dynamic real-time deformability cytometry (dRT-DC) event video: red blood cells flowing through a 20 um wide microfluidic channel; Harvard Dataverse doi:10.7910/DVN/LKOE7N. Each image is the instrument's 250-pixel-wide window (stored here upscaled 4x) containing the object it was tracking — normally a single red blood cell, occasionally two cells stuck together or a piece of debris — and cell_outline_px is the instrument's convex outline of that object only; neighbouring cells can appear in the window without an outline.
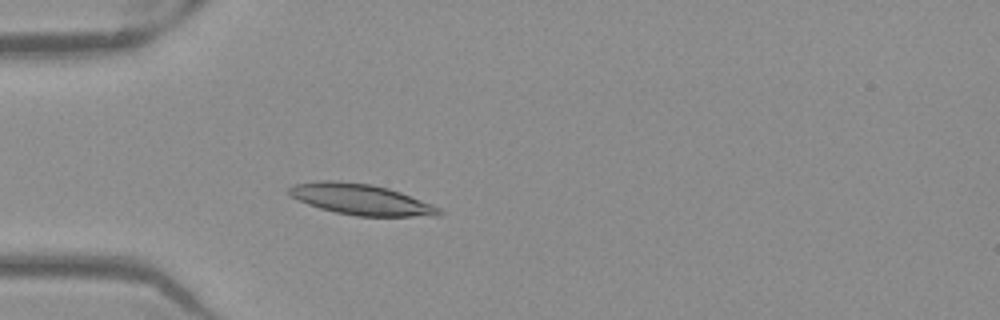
{"species": "Egyptian fruit bat (a non-hibernating species)", "species_latin": "Rousettus aegyptiacus", "temperature_condition": "warm", "stored_images_in_passage": 47, "camera_frame_rate_fps": 3000, "um_per_image_px": 0.085, "frame": {"image": 1, "passage_image": 10, "time_ms": 3.0, "image_size_px": [1000, 320], "cell_outline_px": [[444, 212], [440, 216], [356, 216], [336, 212], [320, 208], [308, 204], [292, 196], [288, 192], [288, 188], [292, 184], [320, 180], [340, 180], [372, 184], [388, 188], [400, 192], [432, 204], [440, 208]], "centroid_in_image_um": [30.69, 16.94], "position_along_channel_um": 54.3, "area_um2": 27.05}}
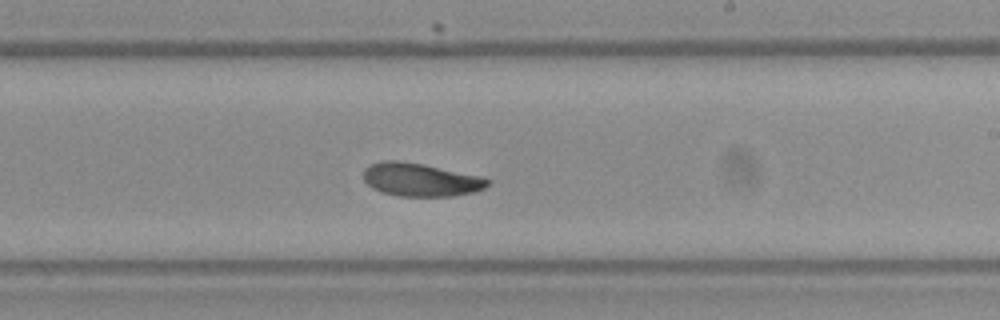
{"frame": {"image": 2, "passage_image": 26, "time_ms": 8.333, "image_size_px": [1000, 320], "cell_outline_px": [[492, 184], [484, 188], [472, 192], [452, 196], [400, 196], [384, 192], [372, 188], [364, 180], [364, 168], [368, 164], [380, 160], [400, 160], [424, 164], [484, 176], [492, 180]], "centroid_in_image_um": [35.78, 15.25], "position_along_channel_um": 253.2, "area_um2": 24.39}}
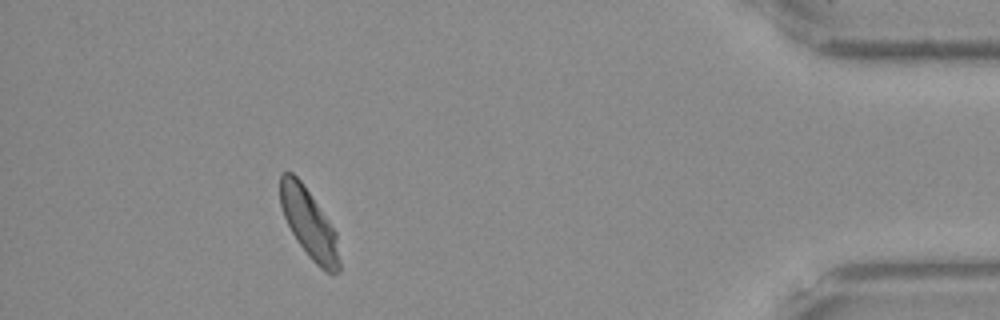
{"frame": {"image": 3, "passage_image": 42, "time_ms": 13.667, "image_size_px": [1000, 320], "cell_outline_px": [[340, 272], [324, 272], [308, 256], [292, 232], [284, 216], [280, 204], [280, 172], [292, 172], [300, 180], [328, 220], [336, 232], [340, 260]], "centroid_in_image_um": [26.27, 19.01], "position_along_channel_um": 408.9, "area_um2": 23.47}, "authors_computed_cell_mechanics": {"area_um2": 24.5072, "velocity_mm_per_s": 3.9041, "shape_relaxation_time_tau1_ms": 5.3551, "shape_relaxation_time_tau2_ms": 4.9812, "deformation_change_tau1": 0.1461, "deformation_change_tau2": 0.1027}}